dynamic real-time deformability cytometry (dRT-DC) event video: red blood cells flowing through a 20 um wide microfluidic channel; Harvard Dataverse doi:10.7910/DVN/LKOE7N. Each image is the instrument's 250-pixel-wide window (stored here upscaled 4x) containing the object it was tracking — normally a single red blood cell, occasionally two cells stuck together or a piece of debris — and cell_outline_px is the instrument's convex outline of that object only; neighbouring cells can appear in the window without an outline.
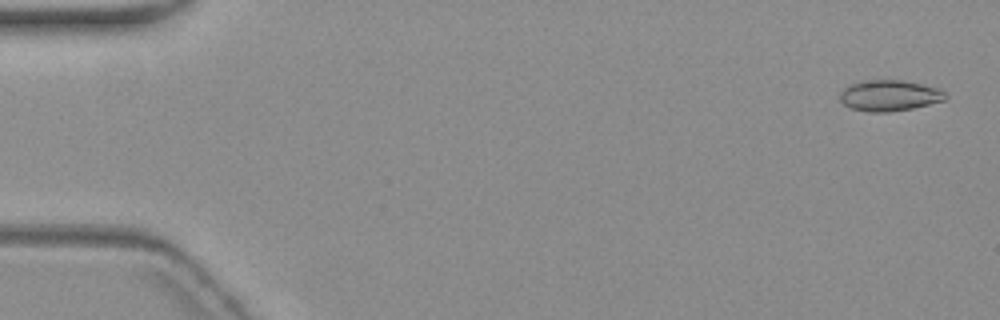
{"species": "common noctule bat (a hibernating species)", "species_latin": "Nyctalus noctula", "temperature_condition": "warm", "stored_images_in_passage": 6, "camera_frame_rate_fps": 3000, "um_per_image_px": 0.085, "animal": {"sex": "female", "body_mass_g": 19.3, "forearm_length_mm": 54.1}, "frame": {"image": 1, "passage_image": 1, "time_ms": 0.0, "image_size_px": [1000, 320], "cell_outline_px": [[948, 96], [944, 100], [912, 108], [888, 112], [868, 112], [852, 108], [844, 104], [840, 100], [840, 92], [844, 88], [860, 80], [900, 80], [920, 84], [936, 88], [944, 92]], "centroid_in_image_um": [75.56, 8.12], "position_along_channel_um": 9.4, "area_um2": 18.79}}
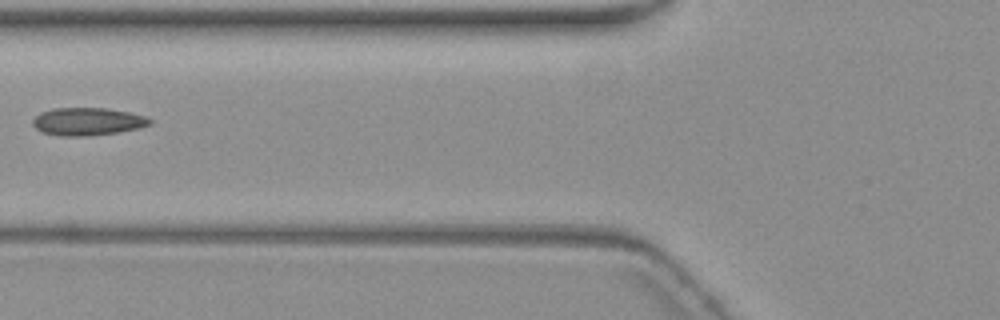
{"frame": {"image": 2, "passage_image": 5, "time_ms": 7.0, "image_size_px": [1000, 320], "cell_outline_px": [[152, 124], [140, 128], [116, 132], [88, 136], [56, 136], [44, 132], [36, 128], [32, 124], [32, 120], [40, 112], [52, 108], [108, 108], [128, 112], [144, 116], [152, 120]], "centroid_in_image_um": [7.43, 10.33], "position_along_channel_um": 118.4, "area_um2": 18.96}}
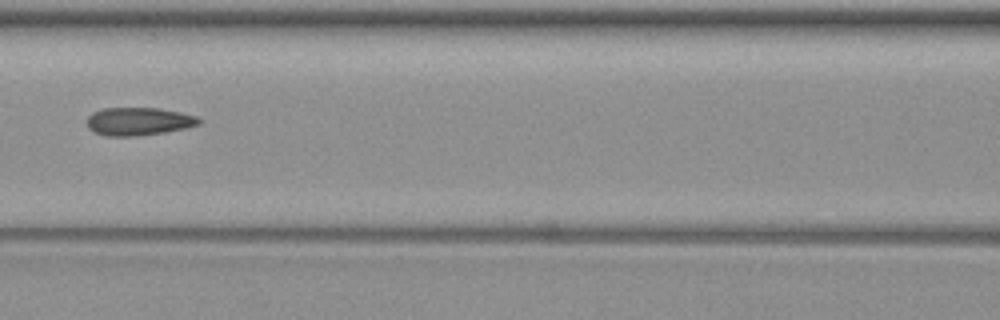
{"frame": {"image": 3, "passage_image": 6, "time_ms": 8.0, "image_size_px": [1000, 320], "cell_outline_px": [[204, 120], [200, 124], [184, 128], [164, 132], [136, 136], [108, 136], [96, 132], [88, 128], [88, 116], [92, 112], [104, 108], [160, 108], [180, 112], [196, 116]], "centroid_in_image_um": [11.81, 10.31], "position_along_channel_um": 154.8, "area_um2": 18.21}}